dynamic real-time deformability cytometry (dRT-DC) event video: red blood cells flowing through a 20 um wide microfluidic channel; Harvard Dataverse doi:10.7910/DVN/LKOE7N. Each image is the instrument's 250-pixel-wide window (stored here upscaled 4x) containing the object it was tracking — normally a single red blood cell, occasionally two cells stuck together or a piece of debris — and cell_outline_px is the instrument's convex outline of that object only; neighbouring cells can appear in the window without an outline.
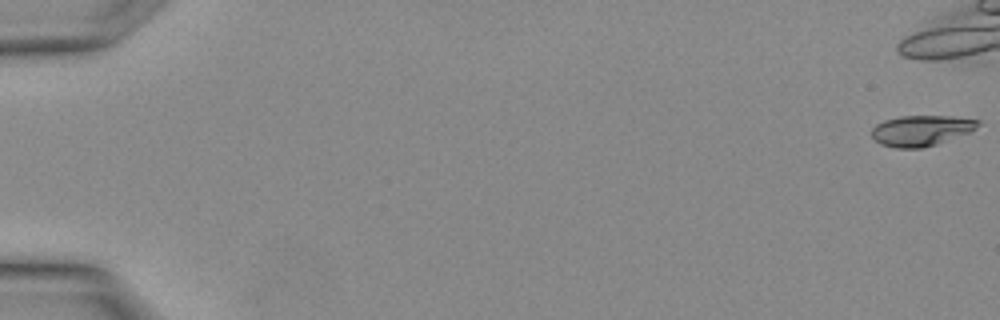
{"species": "Egyptian fruit bat (a non-hibernating species)", "species_latin": "Rousettus aegyptiacus", "temperature_condition": "warm", "stored_images_in_passage": 13, "camera_frame_rate_fps": 3000, "um_per_image_px": 0.085, "animal": {"sex": "female"}, "frame": {"image": 1, "passage_image": 1, "time_ms": 0.0, "image_size_px": [1000, 320], "cell_outline_px": [[980, 124], [976, 128], [968, 132], [936, 144], [920, 148], [896, 148], [880, 144], [872, 136], [872, 128], [876, 124], [884, 120], [900, 116], [952, 116], [980, 120]], "centroid_in_image_um": [78.28, 11.09], "position_along_channel_um": 6.7, "area_um2": 18.79}}
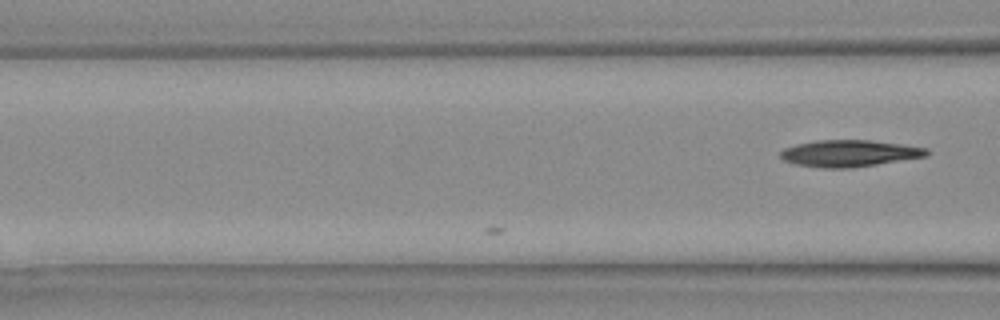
{"frame": {"image": 2, "passage_image": 13, "time_ms": 4.0, "image_size_px": [1000, 320], "cell_outline_px": [[928, 156], [852, 168], [820, 168], [796, 164], [784, 160], [780, 156], [780, 152], [784, 148], [796, 144], [816, 140], [868, 140], [900, 144], [928, 148]], "centroid_in_image_um": [72.18, 13.04], "position_along_channel_um": 94.4, "area_um2": 22.72}}